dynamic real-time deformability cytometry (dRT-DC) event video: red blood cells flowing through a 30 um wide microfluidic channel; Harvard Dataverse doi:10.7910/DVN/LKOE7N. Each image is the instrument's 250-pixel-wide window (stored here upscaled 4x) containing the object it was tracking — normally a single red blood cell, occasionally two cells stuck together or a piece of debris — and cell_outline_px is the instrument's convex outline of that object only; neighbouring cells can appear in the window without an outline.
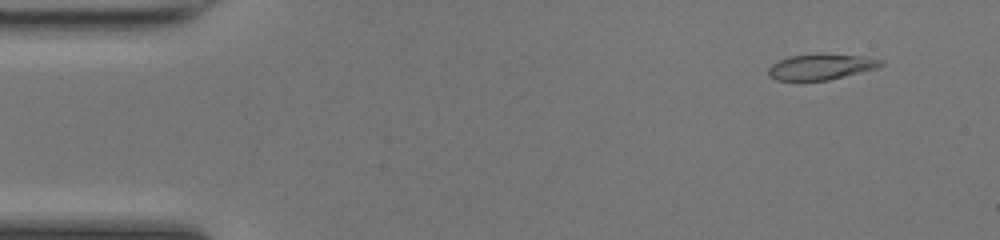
{"species": "common noctule bat (a hibernating species)", "species_latin": "Nyctalus noctula", "temperature_condition": "room temperature", "stored_images_in_passage": 48, "camera_frame_rate_fps": 3000, "um_per_image_px": 0.085, "animal": {"sex": "female", "body_mass_g": 17.0, "forearm_length_mm": 48.0}, "frame": {"image": 1, "passage_image": 4, "time_ms": 1.0, "image_size_px": [1000, 240], "cell_outline_px": [[884, 64], [880, 68], [828, 80], [776, 80], [768, 76], [768, 68], [772, 64], [788, 56], [864, 56], [884, 60]], "centroid_in_image_um": [69.82, 5.72], "position_along_channel_um": 15.2, "area_um2": 16.3}}
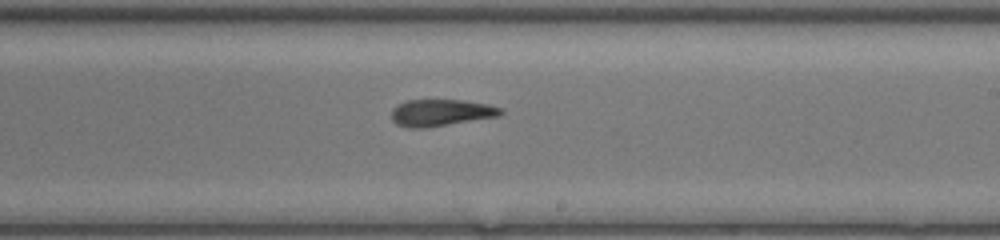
{"frame": {"image": 2, "passage_image": 28, "time_ms": 9.0, "image_size_px": [1000, 240], "cell_outline_px": [[504, 112], [500, 116], [424, 128], [408, 128], [396, 124], [392, 120], [392, 108], [396, 104], [408, 100], [460, 100], [488, 104], [500, 108]], "centroid_in_image_um": [37.45, 9.58], "position_along_channel_um": 251.6, "area_um2": 17.05}}
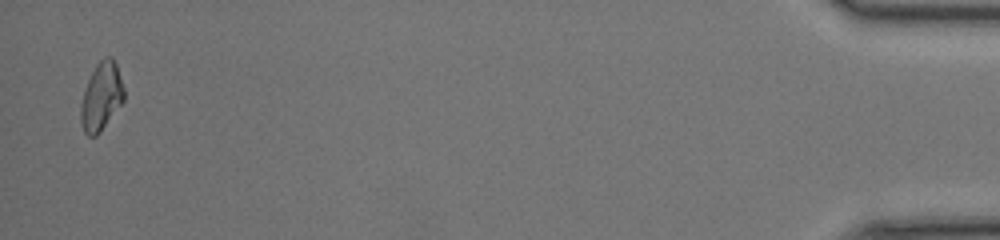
{"frame": {"image": 3, "passage_image": 47, "time_ms": 15.333, "image_size_px": [1000, 240], "cell_outline_px": [[124, 100], [100, 132], [96, 136], [88, 136], [84, 132], [80, 120], [80, 104], [84, 88], [96, 64], [104, 56], [112, 56], [116, 64], [124, 88]], "centroid_in_image_um": [8.6, 8.2], "position_along_channel_um": 426.6, "area_um2": 17.17}, "authors_computed_cell_mechanics": {"area_um2": 17.4556, "velocity_mm_per_s": 4.3118, "shape_relaxation_time_tau1_ms": null, "shape_relaxation_time_tau2_ms": 2.5593, "deformation_change_tau1": null, "deformation_change_tau2": 0.0985}}